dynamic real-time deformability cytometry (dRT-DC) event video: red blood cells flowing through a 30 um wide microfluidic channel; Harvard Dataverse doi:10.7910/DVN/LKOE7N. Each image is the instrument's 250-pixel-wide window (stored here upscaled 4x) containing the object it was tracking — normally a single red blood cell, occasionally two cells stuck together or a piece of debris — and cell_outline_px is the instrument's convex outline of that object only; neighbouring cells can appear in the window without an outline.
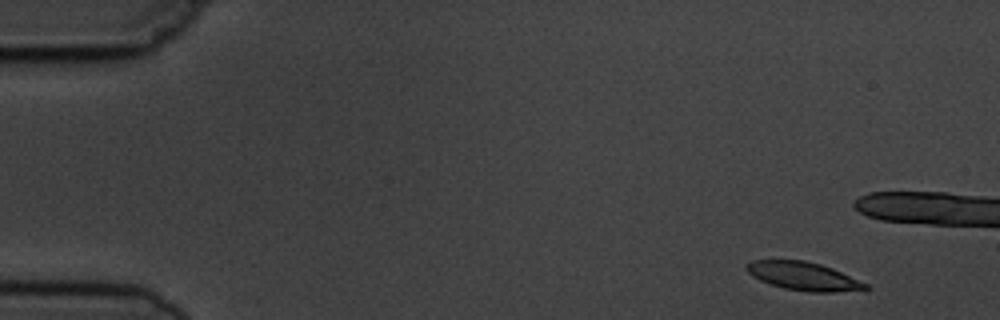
{"species": "common noctule bat (a hibernating species)", "species_latin": "Nyctalus noctula", "temperature_condition": "cold", "stored_images_in_passage": 5, "camera_frame_rate_fps": 3000, "um_per_image_px": 0.085, "animal": {"sex": "male", "body_mass_g": 19.5, "forearm_length_mm": 54.6}, "frame": {"image": 1, "passage_image": 1, "time_ms": 0.0, "image_size_px": [1000, 320], "cell_outline_px": [[872, 288], [868, 292], [808, 292], [784, 288], [760, 280], [752, 276], [744, 268], [744, 264], [752, 260], [804, 260], [820, 264], [832, 268], [868, 284]], "centroid_in_image_um": [68.38, 23.5], "position_along_channel_um": 16.6, "area_um2": 20.06}}